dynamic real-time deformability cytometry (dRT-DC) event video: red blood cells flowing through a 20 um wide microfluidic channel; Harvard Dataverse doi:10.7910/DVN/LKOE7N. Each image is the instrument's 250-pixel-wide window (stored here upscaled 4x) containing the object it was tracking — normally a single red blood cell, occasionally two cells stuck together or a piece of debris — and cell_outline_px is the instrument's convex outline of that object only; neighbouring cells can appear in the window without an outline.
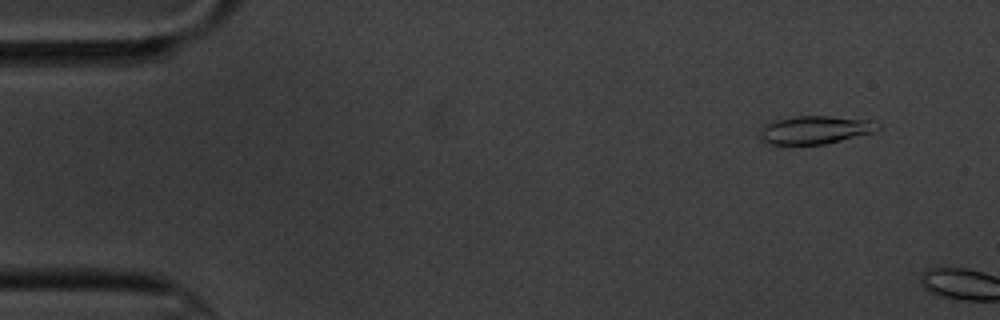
{"species": "common noctule bat (a hibernating species)", "species_latin": "Nyctalus noctula", "temperature_condition": "cold", "stored_images_in_passage": 3, "camera_frame_rate_fps": 3000, "um_per_image_px": 0.085, "animal": {"sex": "male", "body_mass_g": 20.1, "forearm_length_mm": 53.5}, "frame": {"image": 1, "passage_image": 2, "time_ms": 1.333, "image_size_px": [1000, 320], "cell_outline_px": [[880, 128], [876, 132], [824, 144], [784, 148], [760, 140], [760, 128], [764, 124], [772, 120], [796, 116], [832, 116], [872, 120], [880, 124]], "centroid_in_image_um": [69.22, 11.07], "position_along_channel_um": 15.8, "area_um2": 20.29}}